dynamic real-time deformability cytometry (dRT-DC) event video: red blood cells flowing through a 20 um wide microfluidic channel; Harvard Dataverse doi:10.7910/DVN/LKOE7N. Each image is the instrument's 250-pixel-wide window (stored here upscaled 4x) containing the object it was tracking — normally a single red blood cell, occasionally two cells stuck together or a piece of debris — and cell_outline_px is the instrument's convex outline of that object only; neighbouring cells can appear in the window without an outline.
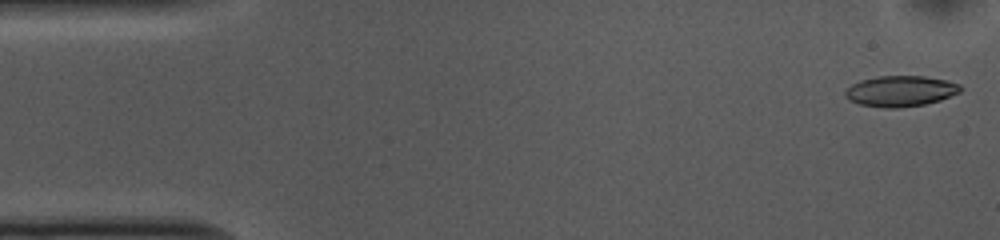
{"species": "common noctule bat (a hibernating species)", "species_latin": "Nyctalus noctula", "temperature_condition": "cold", "stored_images_in_passage": 52, "camera_frame_rate_fps": 3000, "um_per_image_px": 0.085, "animal": {"sex": "female", "body_mass_g": 10.0, "forearm_length_mm": 53.1}, "frame": {"image": 1, "passage_image": 1, "time_ms": 0.0, "image_size_px": [1000, 240], "cell_outline_px": [[964, 88], [960, 92], [940, 100], [924, 104], [896, 108], [884, 108], [860, 104], [844, 96], [844, 92], [852, 84], [860, 80], [880, 76], [924, 76], [948, 80], [960, 84]], "centroid_in_image_um": [76.58, 7.73], "position_along_channel_um": 8.4, "area_um2": 20.63}}
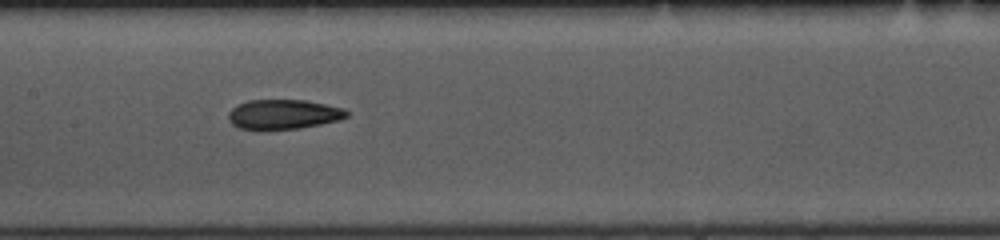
{"frame": {"image": 2, "passage_image": 24, "time_ms": 7.667, "image_size_px": [1000, 240], "cell_outline_px": [[348, 116], [340, 120], [300, 128], [268, 132], [260, 132], [240, 128], [232, 124], [228, 120], [228, 112], [236, 104], [248, 100], [304, 100], [344, 108], [348, 112]], "centroid_in_image_um": [24.03, 9.75], "position_along_channel_um": 183.4, "area_um2": 21.15}}
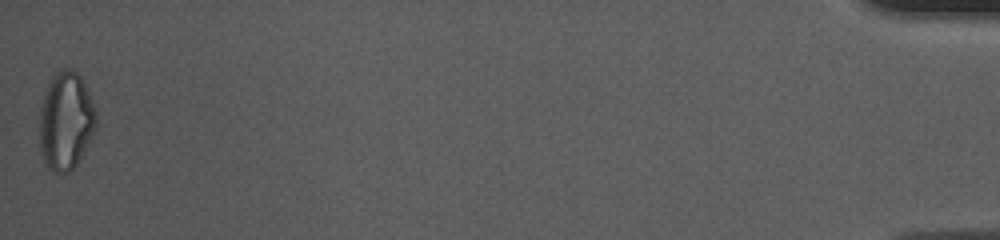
{"frame": {"image": 3, "passage_image": 52, "time_ms": 17.0, "image_size_px": [1000, 240], "cell_outline_px": [[96, 124], [76, 164], [68, 172], [56, 172], [48, 168], [44, 164], [40, 152], [40, 108], [44, 92], [52, 76], [64, 68], [76, 72], [80, 76], [84, 84], [96, 112]], "centroid_in_image_um": [5.55, 10.28], "position_along_channel_um": 429.7, "area_um2": 31.62}, "authors_computed_cell_mechanics": {"area_um2": 21.2704, "velocity_mm_per_s": 3.7219, "shape_relaxation_time_tau1_ms": 9.7424, "shape_relaxation_time_tau2_ms": 3.4066, "deformation_change_tau1": 0.2034, "deformation_change_tau2": 0.1003}}